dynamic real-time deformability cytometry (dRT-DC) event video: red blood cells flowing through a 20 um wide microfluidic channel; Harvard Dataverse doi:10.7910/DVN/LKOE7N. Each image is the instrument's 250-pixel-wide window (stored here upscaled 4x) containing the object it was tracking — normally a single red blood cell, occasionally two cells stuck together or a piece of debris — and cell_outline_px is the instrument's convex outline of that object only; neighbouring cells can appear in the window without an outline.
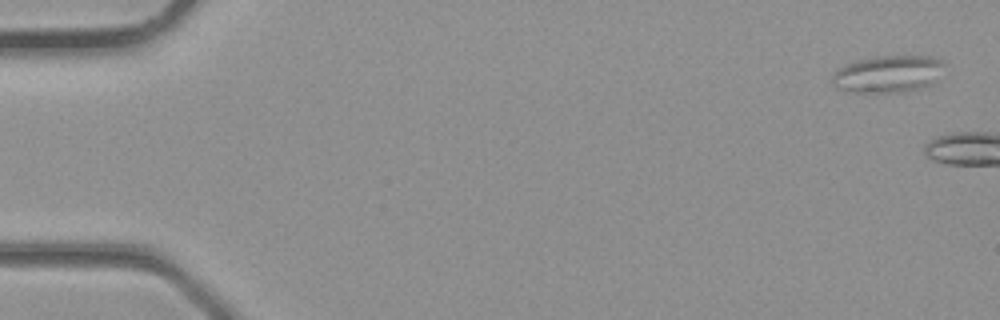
{"species": "common noctule bat (a hibernating species)", "species_latin": "Nyctalus noctula", "temperature_condition": "room temperature", "stored_images_in_passage": 5, "camera_frame_rate_fps": 3000, "um_per_image_px": 0.085, "animal": {"sex": "male", "body_mass_g": 23.1, "forearm_length_mm": 52.7}, "frame": {"image": 1, "passage_image": 1, "time_ms": 0.0, "image_size_px": [1000, 320], "cell_outline_px": [[944, 64], [932, 84], [924, 88], [904, 92], [844, 92], [836, 88], [832, 84], [832, 76], [840, 68], [848, 64], [860, 60], [876, 56], [932, 56], [940, 60]], "centroid_in_image_um": [75.46, 6.31], "position_along_channel_um": 9.5, "area_um2": 24.1}}